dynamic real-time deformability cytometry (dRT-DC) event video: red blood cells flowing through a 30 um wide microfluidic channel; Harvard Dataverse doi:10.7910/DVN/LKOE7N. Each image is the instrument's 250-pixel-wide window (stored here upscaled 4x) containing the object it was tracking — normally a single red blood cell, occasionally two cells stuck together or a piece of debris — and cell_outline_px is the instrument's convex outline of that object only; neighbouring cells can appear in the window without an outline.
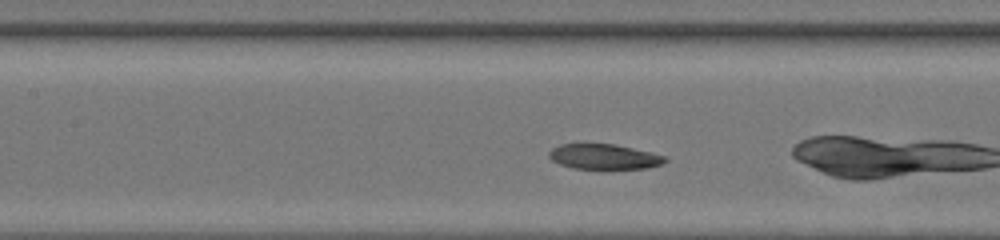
{"species": "common noctule bat (a hibernating species)", "species_latin": "Nyctalus noctula", "temperature_condition": "room temperature", "stored_images_in_passage": 28, "camera_frame_rate_fps": 3000, "um_per_image_px": 0.085, "animal": {"sex": "female", "body_mass_g": 20.0, "forearm_length_mm": 54.0}, "frame": {"image": 1, "passage_image": 9, "time_ms": 2.667, "image_size_px": [1000, 240], "cell_outline_px": [[668, 160], [660, 164], [648, 168], [600, 172], [572, 168], [560, 164], [552, 160], [548, 156], [548, 152], [552, 148], [560, 144], [616, 144], [652, 152], [668, 156]], "centroid_in_image_um": [51.38, 13.37], "position_along_channel_um": 156.0, "area_um2": 18.09}, "authors_computed_cell_mechanics": {"area_um2": 18.3515, "velocity_mm_per_s": 4.2064, "shape_relaxation_time_tau1_ms": 3.9173, "shape_relaxation_time_tau2_ms": 1.4302, "deformation_change_tau1": 0.1415, "deformation_change_tau2": 0.0784}}